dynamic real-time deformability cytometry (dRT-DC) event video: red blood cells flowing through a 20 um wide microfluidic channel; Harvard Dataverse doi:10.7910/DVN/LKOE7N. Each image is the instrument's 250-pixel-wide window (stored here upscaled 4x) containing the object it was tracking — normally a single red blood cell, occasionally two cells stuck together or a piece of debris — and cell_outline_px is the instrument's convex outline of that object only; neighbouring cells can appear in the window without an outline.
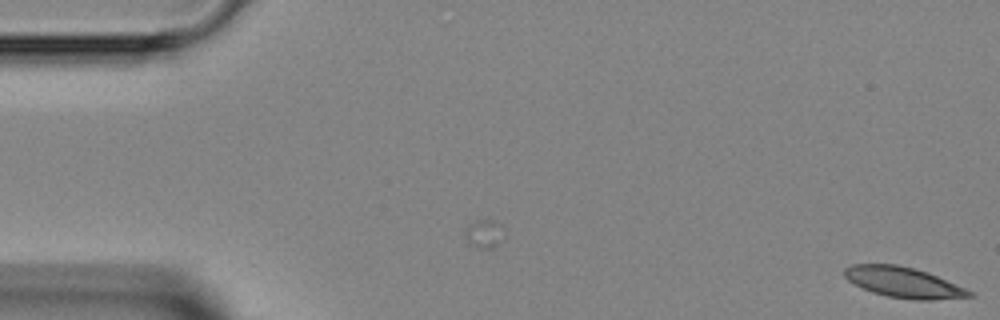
{"species": "Egyptian fruit bat (a non-hibernating species)", "species_latin": "Rousettus aegyptiacus", "temperature_condition": "room temperature", "stored_images_in_passage": 4, "camera_frame_rate_fps": 3000, "um_per_image_px": 0.085, "animal": {"sex": "female"}, "frame": {"image": 1, "passage_image": 4, "time_ms": 1.0, "image_size_px": [1000, 320], "cell_outline_px": [[976, 296], [932, 300], [916, 300], [888, 296], [872, 292], [848, 280], [844, 276], [844, 268], [852, 264], [896, 264], [928, 272], [964, 288], [972, 292]], "centroid_in_image_um": [76.79, 24.0], "position_along_channel_um": 8.2, "area_um2": 21.96}}